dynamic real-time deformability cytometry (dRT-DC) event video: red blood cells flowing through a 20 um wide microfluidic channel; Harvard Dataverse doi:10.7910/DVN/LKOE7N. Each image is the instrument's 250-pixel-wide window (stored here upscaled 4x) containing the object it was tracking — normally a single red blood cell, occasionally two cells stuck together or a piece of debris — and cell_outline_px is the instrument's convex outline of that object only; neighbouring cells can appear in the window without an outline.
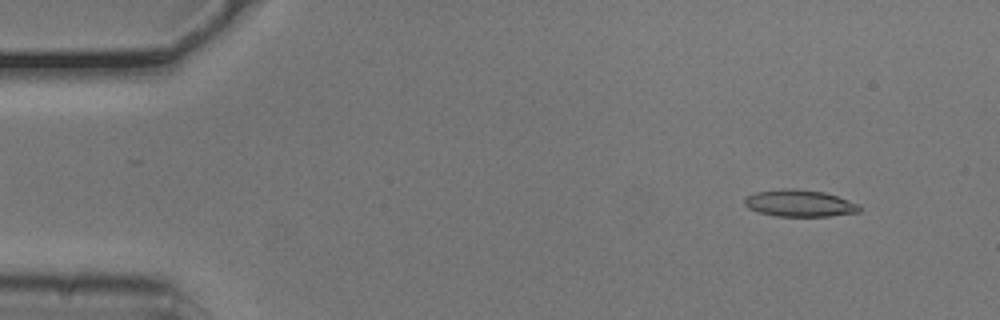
{"species": "common noctule bat (a hibernating species)", "species_latin": "Nyctalus noctula", "temperature_condition": "cold", "stored_images_in_passage": 52, "camera_frame_rate_fps": 3000, "um_per_image_px": 0.085, "animal": {"sex": "male", "body_mass_g": 20.5, "forearm_length_mm": 52.5}, "frame": {"image": 1, "passage_image": 4, "time_ms": 1.0, "image_size_px": [1000, 320], "cell_outline_px": [[860, 212], [828, 216], [776, 216], [760, 212], [748, 208], [744, 204], [744, 200], [748, 196], [756, 192], [784, 188], [796, 188], [824, 192], [860, 204]], "centroid_in_image_um": [67.97, 17.27], "position_along_channel_um": 17.0, "area_um2": 17.92}}
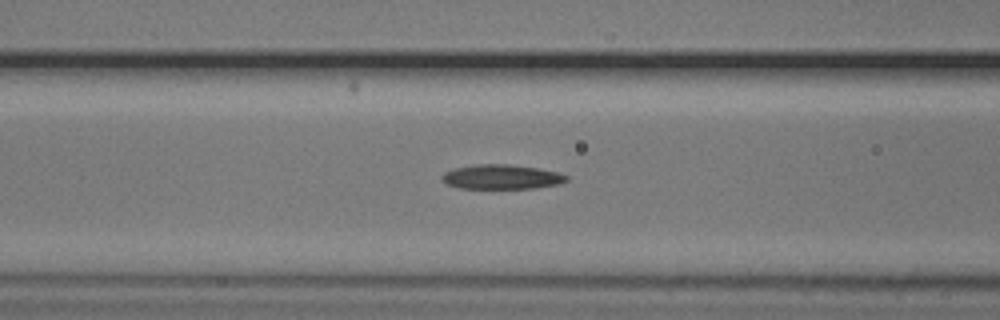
{"frame": {"image": 2, "passage_image": 20, "time_ms": 6.333, "image_size_px": [1000, 320], "cell_outline_px": [[568, 180], [560, 184], [536, 188], [460, 188], [448, 184], [440, 176], [444, 172], [456, 168], [476, 164], [508, 164], [536, 168], [556, 172], [568, 176]], "centroid_in_image_um": [42.65, 15.04], "position_along_channel_um": 123.9, "area_um2": 17.63}}
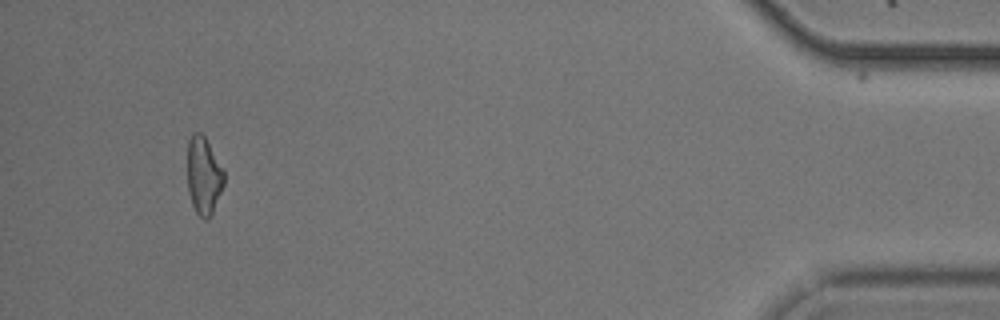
{"frame": {"image": 3, "passage_image": 49, "time_ms": 16.0, "image_size_px": [1000, 320], "cell_outline_px": [[224, 184], [212, 212], [208, 220], [204, 220], [196, 212], [192, 204], [188, 192], [188, 140], [192, 132], [200, 132], [204, 136], [224, 172]], "centroid_in_image_um": [17.29, 14.94], "position_along_channel_um": 417.9, "area_um2": 16.3}, "authors_computed_cell_mechanics": {"area_um2": 17.6579, "velocity_mm_per_s": 3.7779, "shape_relaxation_time_tau1_ms": null, "shape_relaxation_time_tau2_ms": 7.6872, "deformation_change_tau1": null, "deformation_change_tau2": 0.1872}}